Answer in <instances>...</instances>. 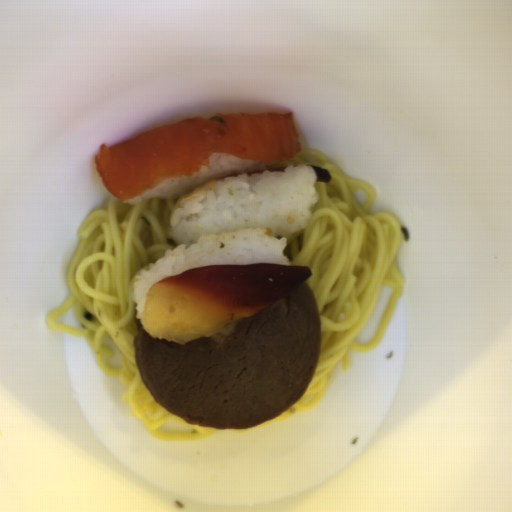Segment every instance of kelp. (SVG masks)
Segmentation results:
<instances>
[{
    "mask_svg": "<svg viewBox=\"0 0 512 512\" xmlns=\"http://www.w3.org/2000/svg\"><path fill=\"white\" fill-rule=\"evenodd\" d=\"M84 320L88 321V322H92L93 320V314L92 312H85L84 316H83Z\"/></svg>",
    "mask_w": 512,
    "mask_h": 512,
    "instance_id": "obj_2",
    "label": "kelp"
},
{
    "mask_svg": "<svg viewBox=\"0 0 512 512\" xmlns=\"http://www.w3.org/2000/svg\"><path fill=\"white\" fill-rule=\"evenodd\" d=\"M401 232L403 233L404 241H408L410 237L408 228L401 226Z\"/></svg>",
    "mask_w": 512,
    "mask_h": 512,
    "instance_id": "obj_1",
    "label": "kelp"
}]
</instances>
